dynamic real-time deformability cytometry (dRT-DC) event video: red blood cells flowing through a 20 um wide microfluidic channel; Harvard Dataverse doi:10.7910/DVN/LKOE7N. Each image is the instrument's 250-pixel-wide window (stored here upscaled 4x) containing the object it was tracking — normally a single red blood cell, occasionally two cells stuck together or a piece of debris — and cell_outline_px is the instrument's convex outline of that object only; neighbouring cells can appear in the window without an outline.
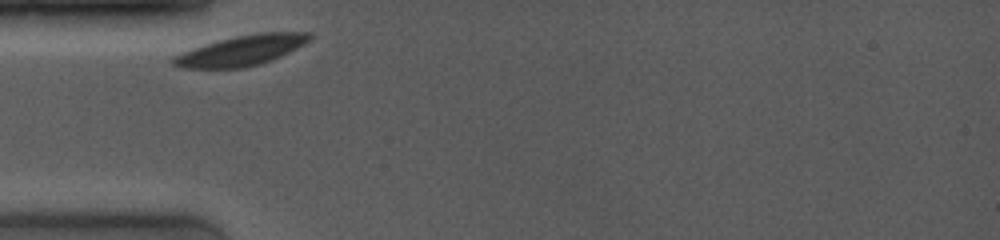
{"species": "common noctule bat (a hibernating species)", "species_latin": "Nyctalus noctula", "temperature_condition": "room temperature", "stored_images_in_passage": 38, "camera_frame_rate_fps": 4000, "um_per_image_px": 0.085, "animal": {"sex": "female", "body_mass_g": 19.0, "forearm_length_mm": 53.3}, "frame": {"image": 1, "passage_image": 1, "time_ms": 0.0, "image_size_px": [1000, 240], "cell_outline_px": [[312, 40], [272, 60], [260, 64], [244, 68], [184, 68], [172, 64], [172, 56], [204, 44], [236, 36], [256, 32], [312, 32]], "centroid_in_image_um": [20.55, 4.28], "position_along_channel_um": 64.5, "area_um2": 23.99}}
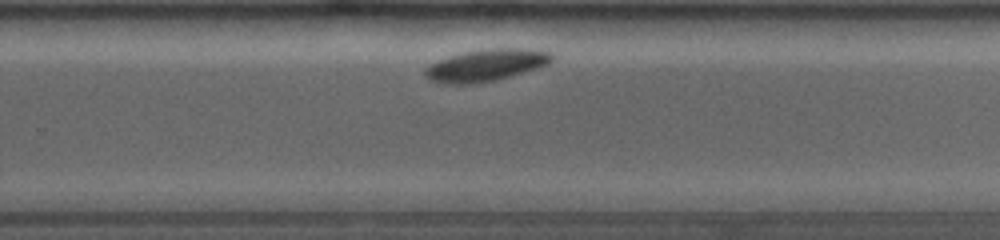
{"frame": {"image": 2, "passage_image": 26, "time_ms": 6.25, "image_size_px": [1000, 240], "cell_outline_px": [[556, 56], [548, 64], [536, 68], [496, 80], [472, 84], [448, 84], [428, 80], [424, 76], [424, 68], [428, 64], [448, 56], [464, 52], [488, 48], [532, 48], [552, 52]], "centroid_in_image_um": [41.3, 5.53], "position_along_channel_um": 288.5, "area_um2": 23.93}}
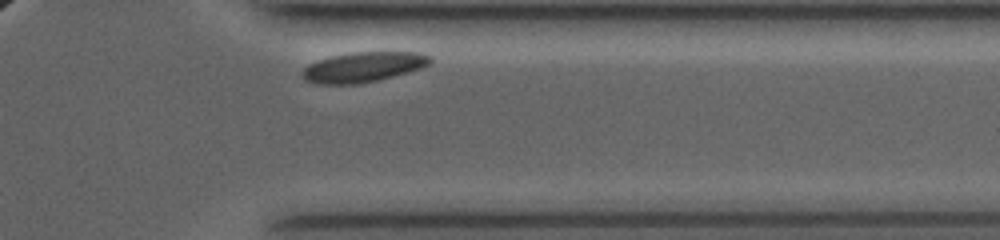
{"frame": {"image": 3, "passage_image": 36, "time_ms": 8.75, "image_size_px": [1000, 240], "cell_outline_px": [[432, 60], [428, 64], [420, 68], [408, 72], [380, 80], [360, 84], [316, 84], [304, 80], [300, 72], [308, 64], [332, 56], [352, 52], [420, 52], [432, 56]], "centroid_in_image_um": [30.87, 5.71], "position_along_channel_um": 380.5, "area_um2": 22.54}}